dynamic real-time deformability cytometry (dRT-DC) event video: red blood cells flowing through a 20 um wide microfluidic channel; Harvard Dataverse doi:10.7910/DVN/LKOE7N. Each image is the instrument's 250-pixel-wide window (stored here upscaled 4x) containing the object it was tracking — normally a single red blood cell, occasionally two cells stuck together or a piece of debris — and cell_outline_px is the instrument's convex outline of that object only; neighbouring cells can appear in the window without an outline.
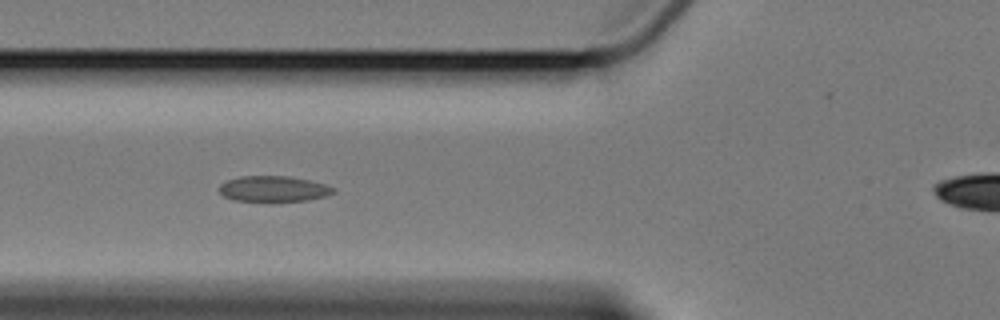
{"species": "Egyptian fruit bat (a non-hibernating species)", "species_latin": "Rousettus aegyptiacus", "temperature_condition": "cold", "stored_images_in_passage": 10, "camera_frame_rate_fps": 3000, "um_per_image_px": 0.085, "animal": {"sex": "female"}, "frame": {"image": 1, "passage_image": 7, "time_ms": 7.0, "image_size_px": [1000, 320], "cell_outline_px": [[336, 192], [324, 196], [308, 200], [232, 200], [224, 196], [220, 192], [220, 184], [228, 180], [240, 176], [288, 176], [308, 180], [324, 184], [336, 188]], "centroid_in_image_um": [23.26, 16.03], "position_along_channel_um": 102.5, "area_um2": 16.7}}
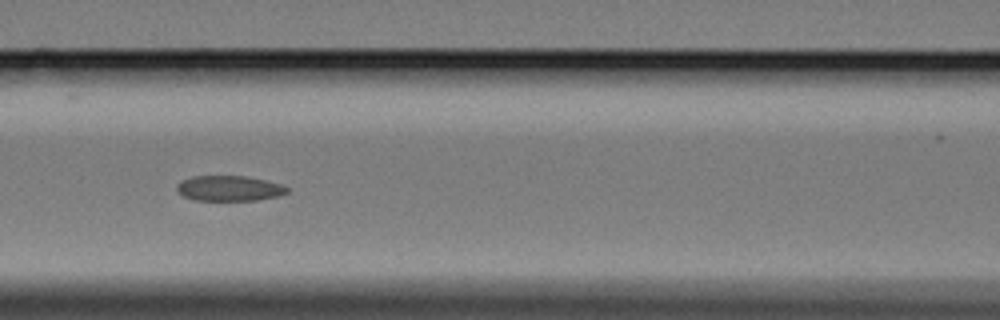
{"frame": {"image": 2, "passage_image": 8, "time_ms": 8.333, "image_size_px": [1000, 320], "cell_outline_px": [[288, 192], [280, 196], [256, 200], [192, 200], [184, 196], [176, 188], [176, 184], [180, 180], [192, 176], [244, 176], [264, 180], [280, 184], [288, 188]], "centroid_in_image_um": [19.46, 16.01], "position_along_channel_um": 147.1, "area_um2": 16.24}}